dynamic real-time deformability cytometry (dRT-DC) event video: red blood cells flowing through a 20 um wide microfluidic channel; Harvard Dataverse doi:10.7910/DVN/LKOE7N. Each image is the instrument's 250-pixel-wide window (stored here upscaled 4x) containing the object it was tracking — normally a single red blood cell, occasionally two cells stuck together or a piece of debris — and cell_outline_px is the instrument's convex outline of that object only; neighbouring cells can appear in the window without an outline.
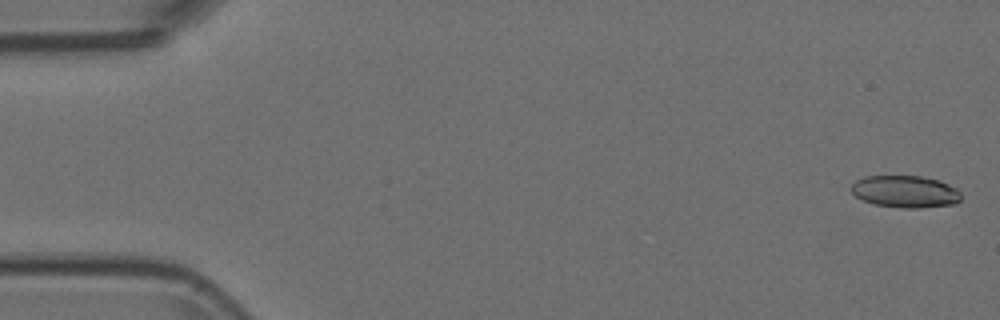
{"species": "Egyptian fruit bat (a non-hibernating species)", "species_latin": "Rousettus aegyptiacus", "temperature_condition": "room temperature", "stored_images_in_passage": 54, "camera_frame_rate_fps": 3000, "um_per_image_px": 0.085, "animal": {"sex": "female"}, "frame": {"image": 1, "passage_image": 2, "time_ms": 0.333, "image_size_px": [1000, 320], "cell_outline_px": [[960, 200], [956, 204], [920, 208], [900, 208], [872, 204], [856, 196], [848, 188], [856, 180], [864, 176], [920, 176], [940, 180], [956, 188], [960, 192]], "centroid_in_image_um": [76.93, 16.29], "position_along_channel_um": 8.1, "area_um2": 20.75}}
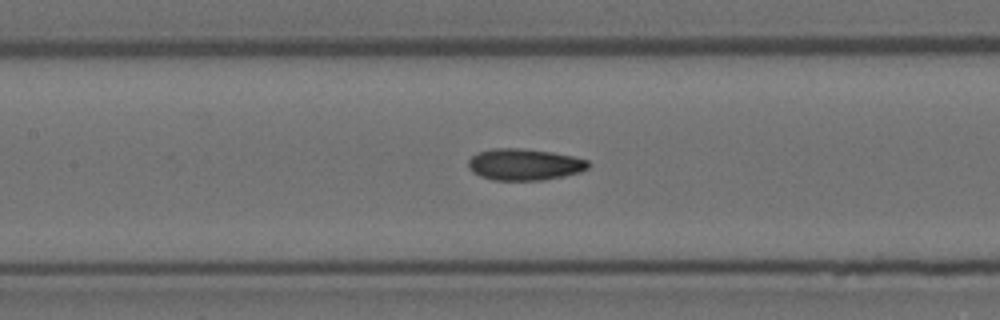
{"frame": {"image": 2, "passage_image": 25, "time_ms": 8.0, "image_size_px": [1000, 320], "cell_outline_px": [[588, 168], [580, 172], [564, 176], [540, 180], [492, 180], [480, 176], [472, 172], [468, 168], [468, 160], [476, 152], [492, 148], [520, 148], [552, 152], [572, 156], [588, 160]], "centroid_in_image_um": [44.53, 13.97], "position_along_channel_um": 162.9, "area_um2": 22.14}}
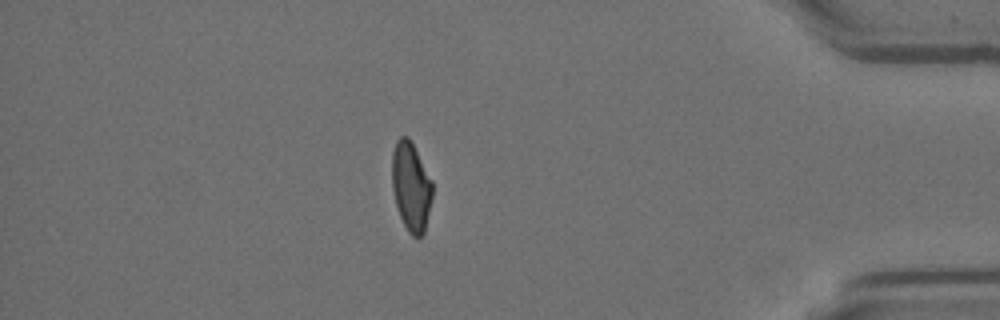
{"frame": {"image": 3, "passage_image": 47, "time_ms": 15.333, "image_size_px": [1000, 320], "cell_outline_px": [[432, 196], [424, 232], [420, 236], [412, 236], [408, 232], [400, 216], [396, 204], [392, 188], [392, 152], [396, 140], [400, 136], [408, 136], [432, 180]], "centroid_in_image_um": [34.92, 15.84], "position_along_channel_um": 400.3, "area_um2": 20.75}}